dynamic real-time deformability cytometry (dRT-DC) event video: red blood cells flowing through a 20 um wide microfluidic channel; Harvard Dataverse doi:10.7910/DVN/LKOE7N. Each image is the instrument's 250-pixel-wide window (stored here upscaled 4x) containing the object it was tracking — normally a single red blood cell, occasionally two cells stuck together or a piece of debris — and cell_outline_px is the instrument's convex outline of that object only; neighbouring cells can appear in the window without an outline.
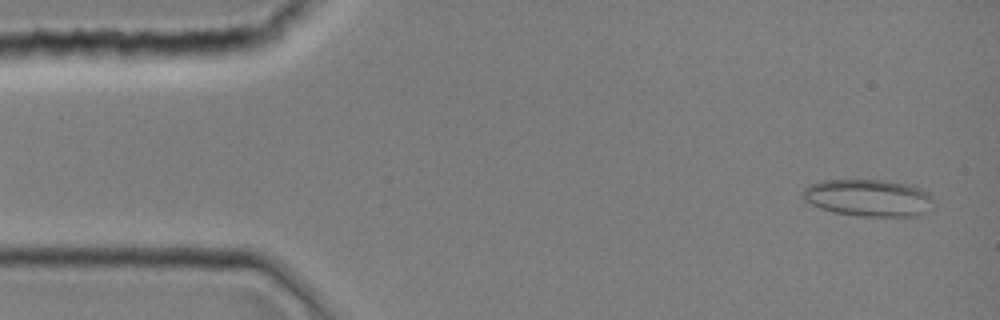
{"species": "common noctule bat (a hibernating species)", "species_latin": "Nyctalus noctula", "temperature_condition": "room temperature", "stored_images_in_passage": 43, "camera_frame_rate_fps": 3000, "um_per_image_px": 0.085, "animal": {"sex": "female", "body_mass_g": 19.0, "forearm_length_mm": 51.5}, "frame": {"image": 1, "passage_image": 2, "time_ms": 0.333, "image_size_px": [1000, 320], "cell_outline_px": [[932, 212], [920, 216], [860, 216], [832, 212], [820, 208], [804, 200], [800, 196], [800, 192], [808, 184], [820, 180], [884, 180], [908, 184], [920, 188], [928, 192], [932, 196]], "centroid_in_image_um": [73.82, 16.82], "position_along_channel_um": 11.2, "area_um2": 28.84}}
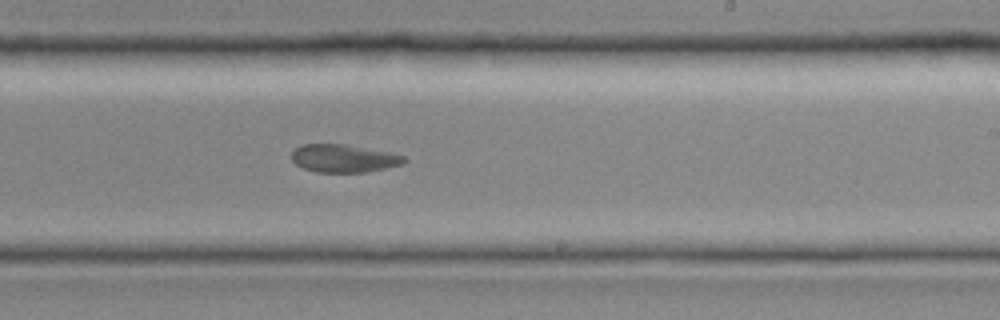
{"frame": {"image": 2, "passage_image": 26, "time_ms": 8.333, "image_size_px": [1000, 320], "cell_outline_px": [[408, 160], [404, 164], [368, 172], [316, 172], [304, 168], [296, 164], [292, 160], [292, 152], [300, 144], [348, 144], [388, 152], [404, 156]], "centroid_in_image_um": [29.24, 13.46], "position_along_channel_um": 259.8, "area_um2": 18.38}}
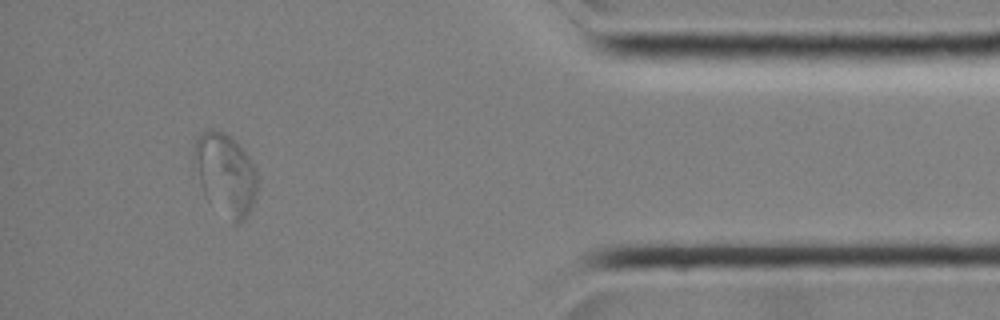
{"frame": {"image": 3, "passage_image": 39, "time_ms": 12.667, "image_size_px": [1000, 320], "cell_outline_px": [[256, 196], [244, 220], [240, 224], [232, 224], [204, 196], [192, 160], [192, 152], [196, 136], [200, 132], [212, 128], [224, 132], [232, 136], [240, 144], [248, 156], [256, 172]], "centroid_in_image_um": [19.11, 14.78], "position_along_channel_um": 416.1, "area_um2": 30.75}}